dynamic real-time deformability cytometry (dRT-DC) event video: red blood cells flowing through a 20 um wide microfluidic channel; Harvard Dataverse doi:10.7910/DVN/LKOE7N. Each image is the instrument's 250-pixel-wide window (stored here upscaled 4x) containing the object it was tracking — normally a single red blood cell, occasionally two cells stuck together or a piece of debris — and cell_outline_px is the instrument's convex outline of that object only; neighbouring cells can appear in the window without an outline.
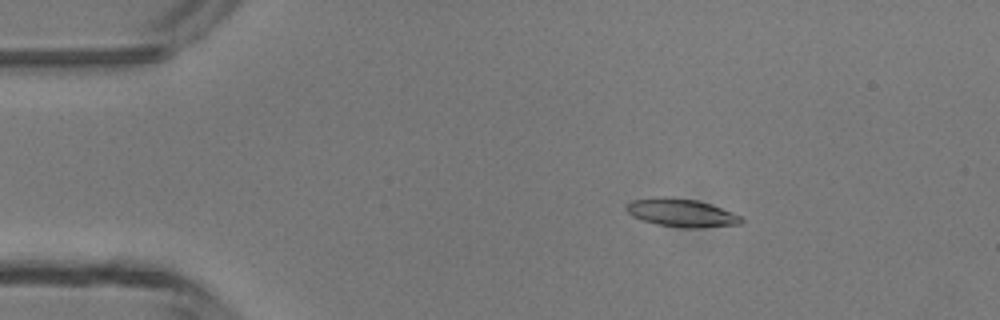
{"species": "common noctule bat (a hibernating species)", "species_latin": "Nyctalus noctula", "temperature_condition": "room temperature", "stored_images_in_passage": 5, "camera_frame_rate_fps": 3000, "um_per_image_px": 0.085, "animal": {"sex": "male", "body_mass_g": 13.3}, "frame": {"image": 1, "passage_image": 3, "time_ms": 2.0, "image_size_px": [1000, 320], "cell_outline_px": [[744, 220], [740, 224], [700, 228], [684, 228], [656, 224], [632, 216], [624, 208], [632, 200], [664, 196], [696, 200], [720, 208], [740, 216]], "centroid_in_image_um": [57.9, 18.09], "position_along_channel_um": 27.1, "area_um2": 18.55}}
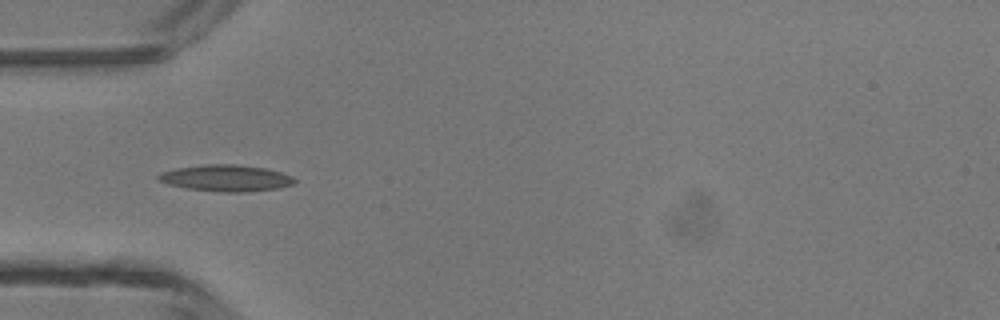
{"frame": {"image": 2, "passage_image": 5, "time_ms": 4.333, "image_size_px": [1000, 320], "cell_outline_px": [[296, 180], [292, 184], [280, 188], [248, 192], [220, 192], [188, 188], [168, 184], [156, 180], [156, 176], [160, 172], [176, 168], [204, 164], [236, 164], [264, 168], [280, 172], [292, 176]], "centroid_in_image_um": [19.18, 15.14], "position_along_channel_um": 65.8, "area_um2": 21.1}}